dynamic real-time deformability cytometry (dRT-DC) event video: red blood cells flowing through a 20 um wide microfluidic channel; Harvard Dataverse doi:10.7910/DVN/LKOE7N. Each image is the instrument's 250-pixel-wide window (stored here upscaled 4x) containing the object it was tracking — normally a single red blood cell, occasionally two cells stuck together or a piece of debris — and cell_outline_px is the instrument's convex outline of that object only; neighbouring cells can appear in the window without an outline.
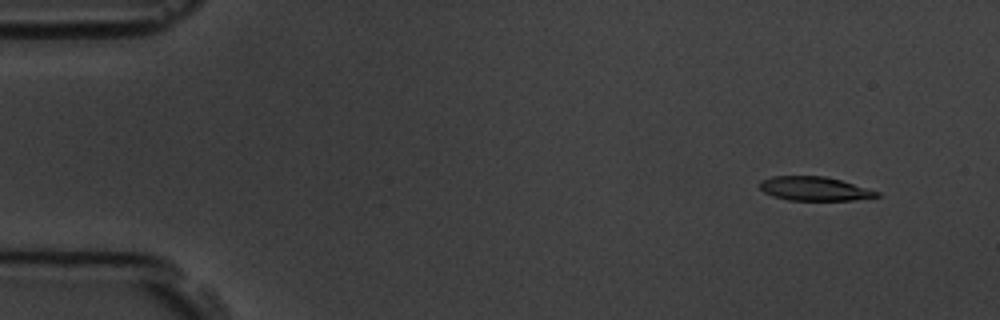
{"species": "common noctule bat (a hibernating species)", "species_latin": "Nyctalus noctula", "temperature_condition": "room temperature", "stored_images_in_passage": 5, "camera_frame_rate_fps": 3000, "um_per_image_px": 0.085, "animal": {"sex": "male", "body_mass_g": 19.5, "forearm_length_mm": 54.6}, "frame": {"image": 1, "passage_image": 2, "time_ms": 1.0, "image_size_px": [1000, 320], "cell_outline_px": [[880, 196], [852, 200], [788, 200], [772, 196], [764, 192], [760, 188], [760, 180], [772, 176], [824, 176], [840, 180], [880, 192]], "centroid_in_image_um": [69.2, 16.04], "position_along_channel_um": 15.8, "area_um2": 16.24}}
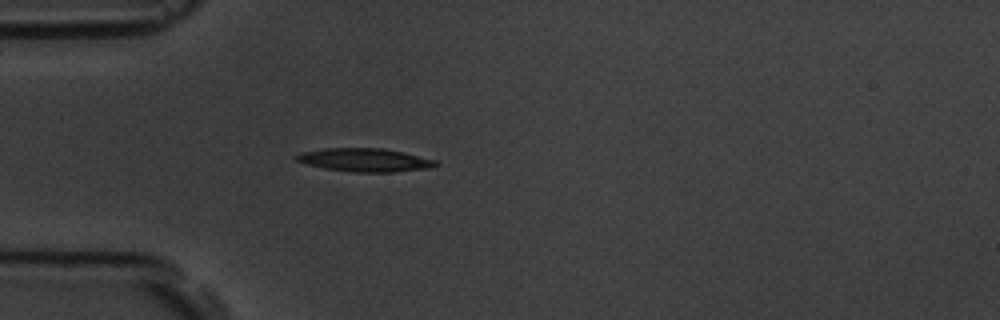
{"frame": {"image": 2, "passage_image": 5, "time_ms": 4.667, "image_size_px": [1000, 320], "cell_outline_px": [[440, 164], [432, 168], [392, 172], [352, 172], [324, 168], [308, 164], [296, 160], [292, 156], [300, 152], [324, 148], [384, 148], [404, 152], [436, 160]], "centroid_in_image_um": [31.02, 13.59], "position_along_channel_um": 54.0, "area_um2": 19.13}}